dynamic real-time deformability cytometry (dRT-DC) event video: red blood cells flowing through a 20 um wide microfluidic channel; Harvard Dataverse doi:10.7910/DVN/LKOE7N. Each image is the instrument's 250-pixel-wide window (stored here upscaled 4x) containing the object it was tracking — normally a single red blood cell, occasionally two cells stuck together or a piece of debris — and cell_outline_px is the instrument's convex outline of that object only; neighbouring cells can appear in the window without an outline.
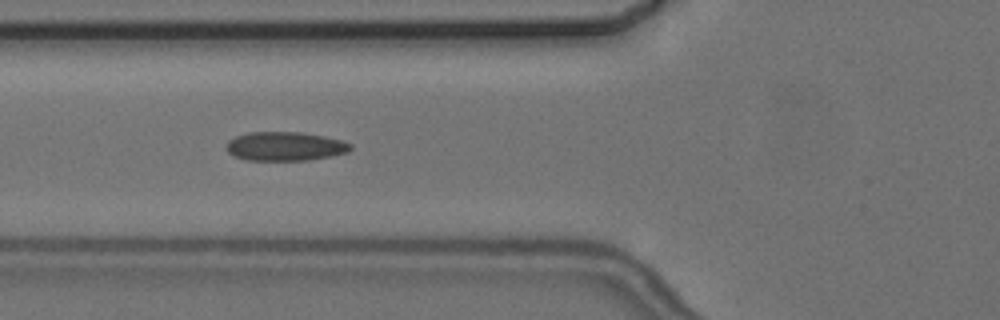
{"species": "common noctule bat (a hibernating species)", "species_latin": "Nyctalus noctula", "temperature_condition": "cold", "stored_images_in_passage": 8, "camera_frame_rate_fps": 3000, "um_per_image_px": 0.085, "animal": {"sex": "female", "body_mass_g": 24.6, "forearm_length_mm": 56.2}, "frame": {"image": 1, "passage_image": 3, "time_ms": 2.333, "image_size_px": [1000, 320], "cell_outline_px": [[352, 148], [348, 152], [332, 156], [308, 160], [248, 160], [232, 156], [224, 148], [228, 140], [236, 136], [248, 132], [304, 132], [344, 140], [352, 144]], "centroid_in_image_um": [24.23, 12.43], "position_along_channel_um": 101.6, "area_um2": 21.27}}
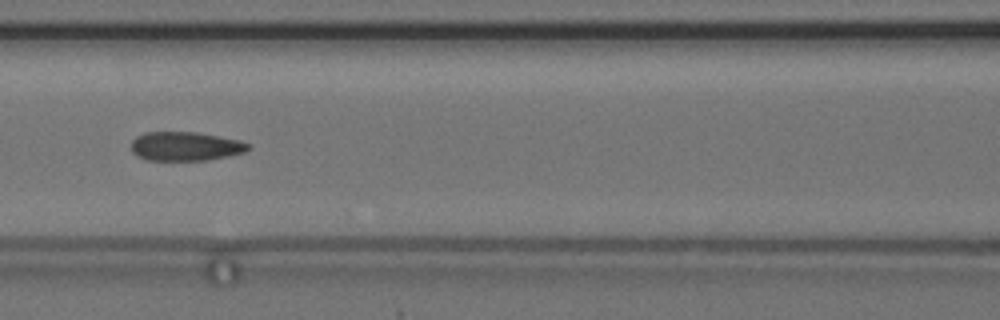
{"frame": {"image": 2, "passage_image": 4, "time_ms": 3.667, "image_size_px": [1000, 320], "cell_outline_px": [[252, 148], [244, 152], [228, 156], [204, 160], [148, 160], [136, 156], [132, 152], [132, 140], [136, 136], [144, 132], [196, 132], [240, 140], [248, 144]], "centroid_in_image_um": [15.74, 12.43], "position_along_channel_um": 150.9, "area_um2": 19.77}}